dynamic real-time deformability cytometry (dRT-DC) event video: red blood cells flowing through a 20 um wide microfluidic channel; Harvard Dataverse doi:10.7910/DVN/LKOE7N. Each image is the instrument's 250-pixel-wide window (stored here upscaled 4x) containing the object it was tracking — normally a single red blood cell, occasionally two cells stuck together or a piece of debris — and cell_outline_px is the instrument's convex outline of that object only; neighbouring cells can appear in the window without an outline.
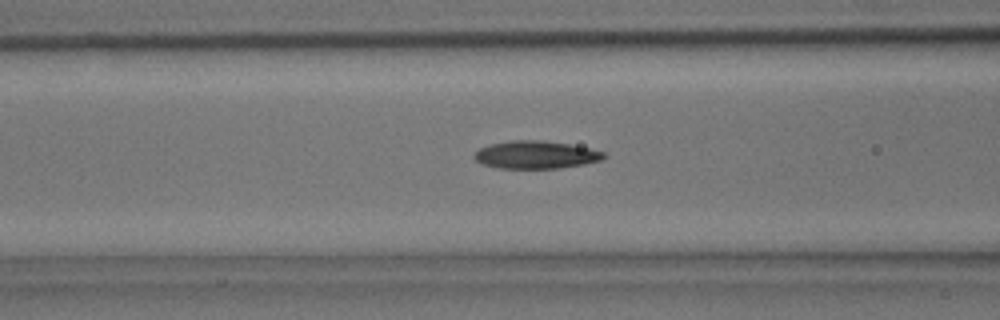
{"species": "common noctule bat (a hibernating species)", "species_latin": "Nyctalus noctula", "temperature_condition": "room temperature", "stored_images_in_passage": 6, "camera_frame_rate_fps": 3000, "um_per_image_px": 0.085, "animal": {"sex": "male", "body_mass_g": 15.6}, "frame": {"image": 1, "passage_image": 6, "time_ms": 1.667, "image_size_px": [1000, 320], "cell_outline_px": [[608, 156], [600, 160], [584, 164], [560, 168], [496, 168], [484, 164], [476, 160], [472, 156], [480, 148], [488, 144], [512, 140], [544, 140], [568, 144], [588, 148], [604, 152]], "centroid_in_image_um": [45.53, 13.15], "position_along_channel_um": 121.1, "area_um2": 20.92}}